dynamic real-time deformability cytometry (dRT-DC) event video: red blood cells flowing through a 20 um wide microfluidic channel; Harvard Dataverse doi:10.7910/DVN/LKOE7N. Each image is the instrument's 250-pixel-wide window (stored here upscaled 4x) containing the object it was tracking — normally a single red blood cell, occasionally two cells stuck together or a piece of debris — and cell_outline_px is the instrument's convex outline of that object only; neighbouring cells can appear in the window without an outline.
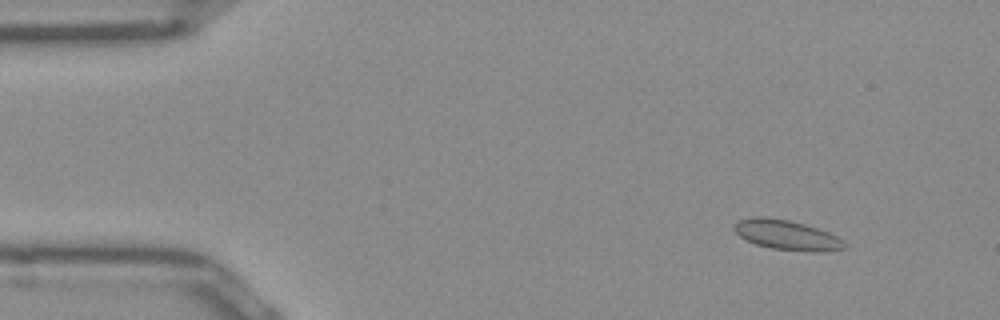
{"species": "Egyptian fruit bat (a non-hibernating species)", "species_latin": "Rousettus aegyptiacus", "temperature_condition": "room temperature", "stored_images_in_passage": 13, "camera_frame_rate_fps": 3000, "um_per_image_px": 0.085, "frame": {"image": 1, "passage_image": 6, "time_ms": 1.667, "image_size_px": [1000, 320], "cell_outline_px": [[848, 248], [820, 252], [772, 248], [756, 244], [740, 236], [736, 232], [736, 224], [740, 220], [752, 216], [764, 216], [788, 220], [804, 224], [828, 232], [836, 236], [848, 244]], "centroid_in_image_um": [66.93, 19.97], "position_along_channel_um": 18.1, "area_um2": 18.84}}